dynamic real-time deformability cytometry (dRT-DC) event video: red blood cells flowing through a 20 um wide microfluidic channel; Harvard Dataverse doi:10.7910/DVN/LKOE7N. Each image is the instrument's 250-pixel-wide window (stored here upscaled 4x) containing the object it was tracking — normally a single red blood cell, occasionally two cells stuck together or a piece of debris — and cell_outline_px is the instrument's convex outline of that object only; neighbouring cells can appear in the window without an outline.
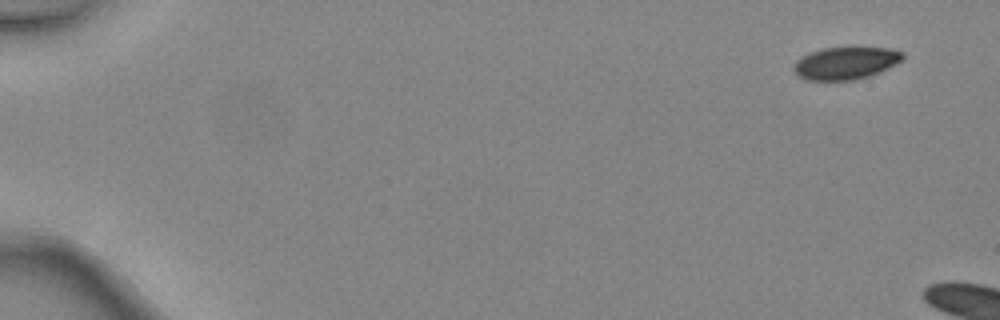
{"species": "common noctule bat (a hibernating species)", "species_latin": "Nyctalus noctula", "temperature_condition": "warm", "stored_images_in_passage": 3, "camera_frame_rate_fps": 3000, "um_per_image_px": 0.085, "animal": {"sex": "female", "body_mass_g": 24.6, "forearm_length_mm": 56.2}, "frame": {"image": 1, "passage_image": 1, "time_ms": 0.0, "image_size_px": [1000, 320], "cell_outline_px": [[904, 60], [880, 72], [856, 80], [804, 80], [792, 68], [796, 60], [812, 52], [824, 48], [888, 48], [904, 52]], "centroid_in_image_um": [71.91, 5.37], "position_along_channel_um": 13.1, "area_um2": 20.46}}